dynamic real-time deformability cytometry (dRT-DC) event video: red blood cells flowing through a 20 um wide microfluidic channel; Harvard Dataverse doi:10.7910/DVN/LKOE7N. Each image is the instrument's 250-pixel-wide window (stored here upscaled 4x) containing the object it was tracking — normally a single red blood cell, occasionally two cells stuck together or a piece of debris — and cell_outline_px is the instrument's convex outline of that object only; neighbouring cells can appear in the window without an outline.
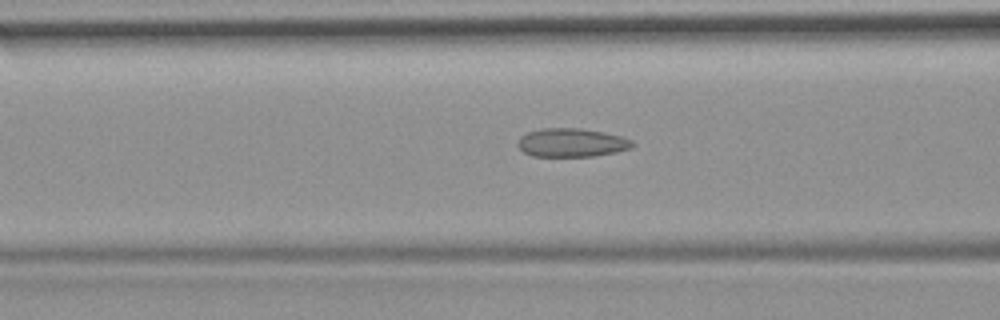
{"species": "common noctule bat (a hibernating species)", "species_latin": "Nyctalus noctula", "temperature_condition": "room temperature", "stored_images_in_passage": 53, "camera_frame_rate_fps": 3000, "um_per_image_px": 0.085, "animal": {"sex": "female", "body_mass_g": 19.9}, "frame": {"image": 1, "passage_image": 21, "time_ms": 6.667, "image_size_px": [1000, 320], "cell_outline_px": [[636, 144], [632, 148], [616, 152], [592, 156], [532, 156], [524, 152], [516, 144], [520, 136], [528, 132], [544, 128], [580, 128], [604, 132], [624, 136], [632, 140]], "centroid_in_image_um": [48.62, 12.12], "position_along_channel_um": 118.0, "area_um2": 19.25}}
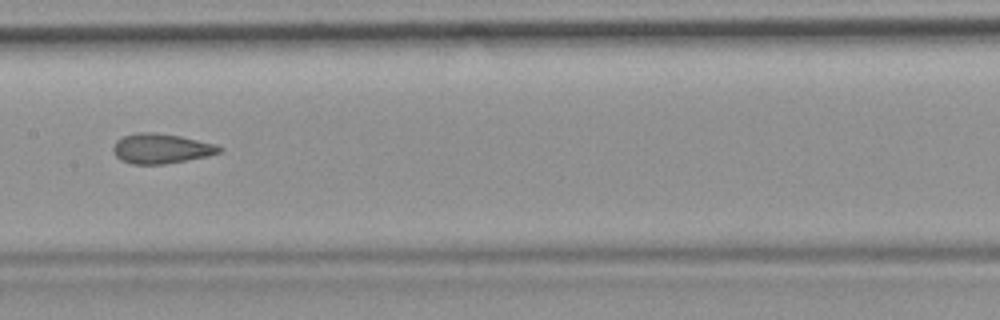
{"frame": {"image": 2, "passage_image": 27, "time_ms": 8.667, "image_size_px": [1000, 320], "cell_outline_px": [[224, 148], [220, 152], [208, 156], [188, 160], [164, 164], [132, 164], [120, 160], [112, 152], [112, 148], [116, 140], [124, 136], [136, 132], [152, 132], [180, 136], [216, 144]], "centroid_in_image_um": [13.68, 12.63], "position_along_channel_um": 193.7, "area_um2": 18.61}}
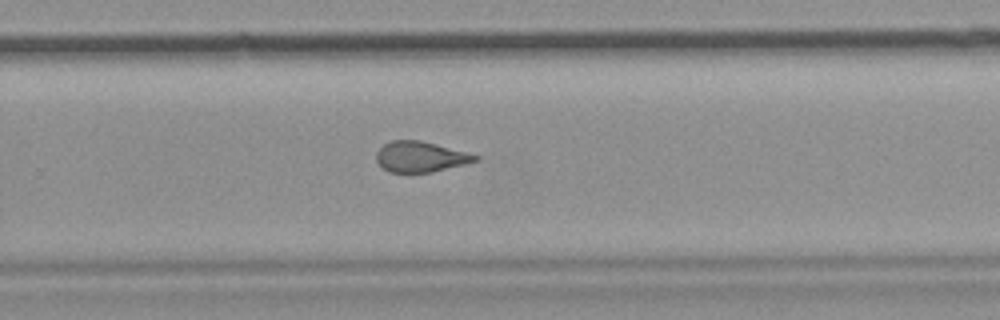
{"frame": {"image": 3, "passage_image": 35, "time_ms": 11.333, "image_size_px": [1000, 320], "cell_outline_px": [[480, 160], [432, 172], [388, 172], [376, 160], [376, 152], [384, 144], [392, 140], [420, 140], [468, 152], [480, 156]], "centroid_in_image_um": [35.76, 13.32], "position_along_channel_um": 294.0, "area_um2": 17.57}, "authors_computed_cell_mechanics": {"area_um2": 19.652, "velocity_mm_per_s": 3.779, "shape_relaxation_time_tau1_ms": null, "shape_relaxation_time_tau2_ms": 1.7488, "deformation_change_tau1": null, "deformation_change_tau2": 0.0933}}